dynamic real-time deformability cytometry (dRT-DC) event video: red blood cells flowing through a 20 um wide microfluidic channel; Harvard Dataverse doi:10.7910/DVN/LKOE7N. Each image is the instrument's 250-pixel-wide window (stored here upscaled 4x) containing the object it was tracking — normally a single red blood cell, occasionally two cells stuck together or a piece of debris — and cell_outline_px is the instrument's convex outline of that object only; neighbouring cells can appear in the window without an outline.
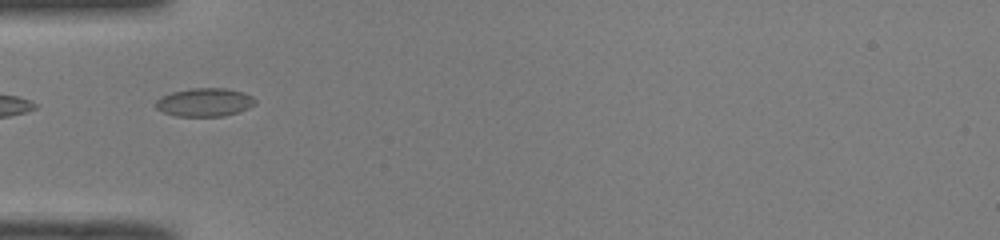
{"species": "common noctule bat (a hibernating species)", "species_latin": "Nyctalus noctula", "temperature_condition": "room temperature", "stored_images_in_passage": 21, "camera_frame_rate_fps": 3000, "um_per_image_px": 0.085, "animal": {"sex": "male", "body_mass_g": 19.0, "forearm_length_mm": 50.8}, "frame": {"image": 1, "passage_image": 1, "time_ms": 0.0, "image_size_px": [1000, 240], "cell_outline_px": [[256, 104], [248, 108], [224, 116], [176, 116], [164, 112], [156, 108], [156, 100], [160, 96], [172, 92], [192, 88], [224, 88], [244, 92], [252, 96], [256, 100]], "centroid_in_image_um": [17.39, 8.69], "position_along_channel_um": 67.6, "area_um2": 16.42}}
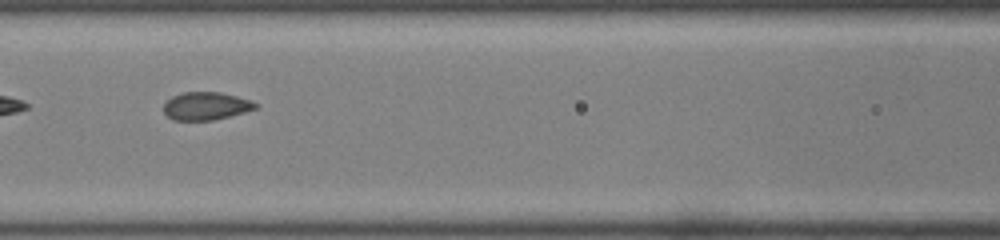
{"frame": {"image": 2, "passage_image": 7, "time_ms": 2.0, "image_size_px": [1000, 240], "cell_outline_px": [[256, 108], [244, 112], [212, 120], [172, 120], [164, 112], [164, 104], [172, 96], [184, 92], [220, 92], [236, 96], [248, 100], [256, 104]], "centroid_in_image_um": [17.46, 9.01], "position_along_channel_um": 149.1, "area_um2": 14.62}}
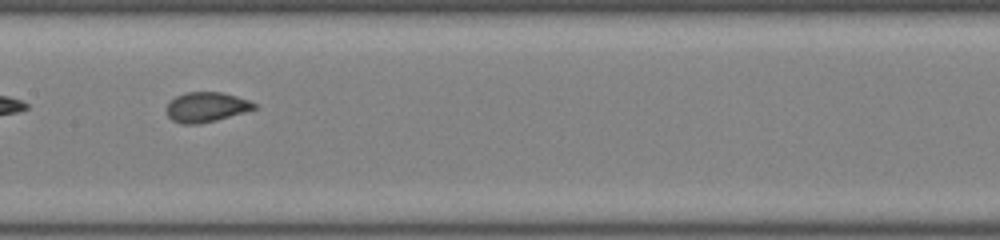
{"frame": {"image": 3, "passage_image": 10, "time_ms": 3.0, "image_size_px": [1000, 240], "cell_outline_px": [[260, 108], [216, 120], [200, 124], [180, 124], [172, 120], [168, 116], [168, 104], [176, 96], [184, 92], [224, 92], [248, 100], [256, 104]], "centroid_in_image_um": [17.57, 9.1], "position_along_channel_um": 189.8, "area_um2": 15.32}}